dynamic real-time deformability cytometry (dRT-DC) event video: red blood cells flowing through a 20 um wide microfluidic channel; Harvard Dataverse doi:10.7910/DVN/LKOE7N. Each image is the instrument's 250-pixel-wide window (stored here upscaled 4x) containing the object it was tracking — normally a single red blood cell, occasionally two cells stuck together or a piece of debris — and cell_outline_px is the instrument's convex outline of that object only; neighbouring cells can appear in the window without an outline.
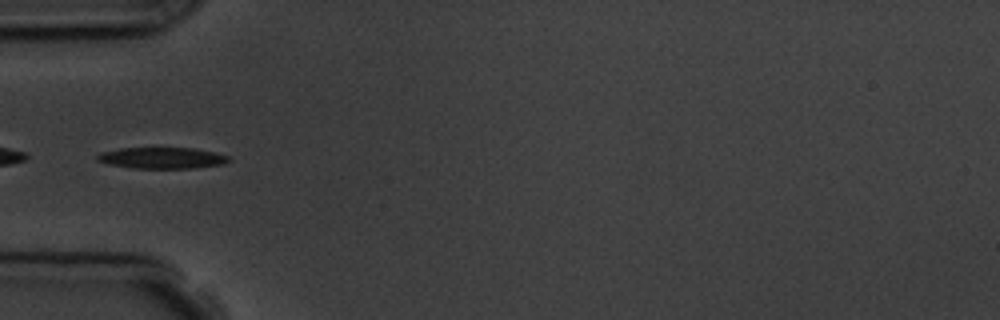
{"species": "common noctule bat (a hibernating species)", "species_latin": "Nyctalus noctula", "temperature_condition": "room temperature", "stored_images_in_passage": 15, "segment_of_instrument_passage": [2, 2], "camera_frame_rate_fps": 3000, "um_per_image_px": 0.085, "animal": {"sex": "male", "body_mass_g": 19.5, "forearm_length_mm": 54.6}, "frame": {"image": 1, "passage_image": 5, "time_ms": 5.333, "image_size_px": [1000, 320], "cell_outline_px": [[232, 160], [224, 164], [196, 168], [132, 168], [108, 164], [96, 160], [96, 156], [100, 152], [120, 148], [196, 148], [228, 156]], "centroid_in_image_um": [13.76, 13.43], "position_along_channel_um": 71.2, "area_um2": 16.36}}